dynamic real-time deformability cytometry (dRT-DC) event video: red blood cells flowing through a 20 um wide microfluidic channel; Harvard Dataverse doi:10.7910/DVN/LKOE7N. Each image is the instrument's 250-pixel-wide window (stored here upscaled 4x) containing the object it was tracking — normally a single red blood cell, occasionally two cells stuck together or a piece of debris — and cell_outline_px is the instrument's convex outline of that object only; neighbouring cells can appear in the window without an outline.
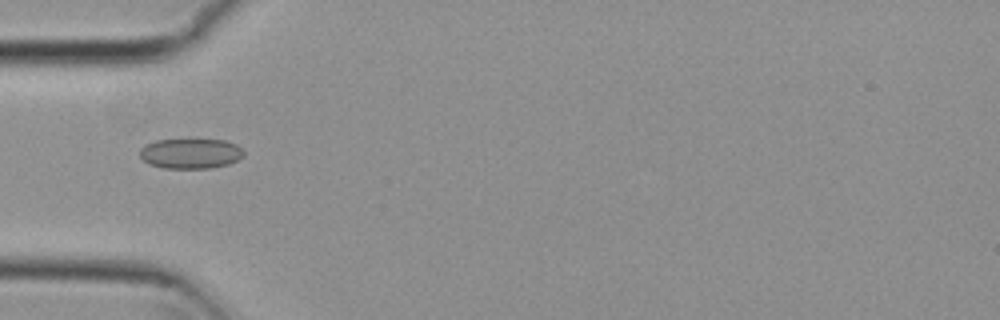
{"species": "common noctule bat (a hibernating species)", "species_latin": "Nyctalus noctula", "temperature_condition": "cold", "stored_images_in_passage": 4, "camera_frame_rate_fps": 3000, "um_per_image_px": 0.085, "animal": {"sex": "female", "body_mass_g": 29.2, "forearm_length_mm": 56.3}, "frame": {"image": 1, "passage_image": 2, "time_ms": 0.333, "image_size_px": [1000, 320], "cell_outline_px": [[244, 156], [228, 164], [212, 168], [164, 168], [148, 164], [140, 156], [140, 148], [144, 144], [156, 140], [224, 140], [236, 144], [244, 152]], "centroid_in_image_um": [16.18, 13.05], "position_along_channel_um": 68.8, "area_um2": 18.21}}
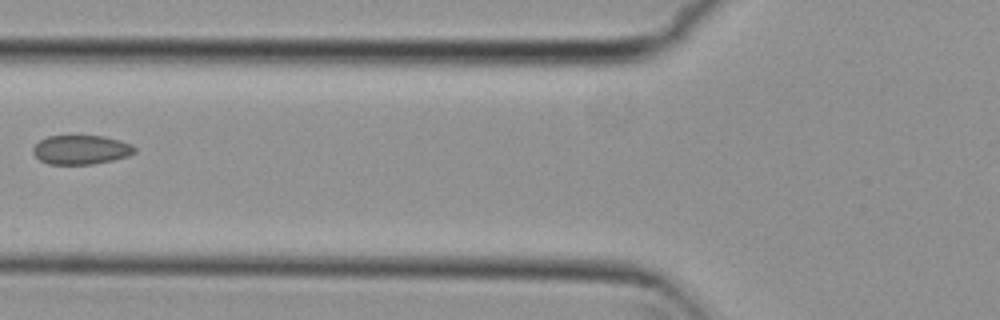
{"frame": {"image": 2, "passage_image": 3, "time_ms": 0.667, "image_size_px": [1000, 320], "cell_outline_px": [[136, 152], [128, 156], [112, 160], [92, 164], [48, 164], [40, 160], [32, 152], [32, 148], [40, 140], [48, 136], [104, 136], [120, 140], [132, 144], [136, 148]], "centroid_in_image_um": [6.9, 12.72], "position_along_channel_um": 118.9, "area_um2": 17.28}}
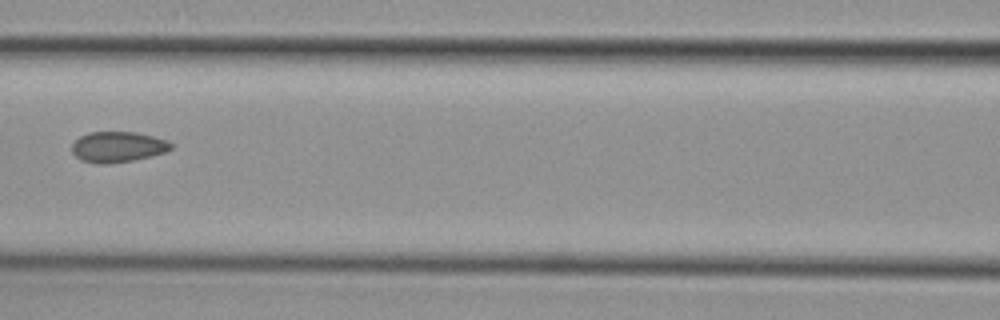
{"frame": {"image": 3, "passage_image": 4, "time_ms": 1.0, "image_size_px": [1000, 320], "cell_outline_px": [[172, 148], [164, 152], [152, 156], [132, 160], [108, 164], [96, 164], [80, 160], [72, 152], [72, 144], [80, 136], [88, 132], [136, 132], [168, 140], [172, 144]], "centroid_in_image_um": [9.99, 12.49], "position_along_channel_um": 156.6, "area_um2": 17.74}}